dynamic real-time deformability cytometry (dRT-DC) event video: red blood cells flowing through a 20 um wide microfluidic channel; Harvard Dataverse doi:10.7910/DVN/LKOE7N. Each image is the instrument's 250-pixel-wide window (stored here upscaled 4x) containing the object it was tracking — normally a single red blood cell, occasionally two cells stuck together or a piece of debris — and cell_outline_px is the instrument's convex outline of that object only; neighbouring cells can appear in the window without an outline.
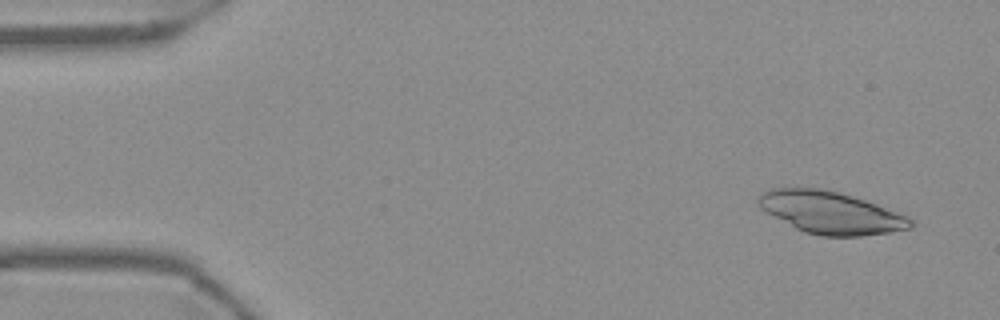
{"species": "Egyptian fruit bat (a non-hibernating species)", "species_latin": "Rousettus aegyptiacus", "temperature_condition": "warm", "stored_images_in_passage": 53, "camera_frame_rate_fps": 3000, "um_per_image_px": 0.085, "frame": {"image": 1, "passage_image": 3, "time_ms": 0.667, "image_size_px": [1000, 320], "cell_outline_px": [[916, 224], [912, 228], [892, 232], [860, 236], [820, 236], [804, 232], [796, 228], [760, 208], [756, 204], [756, 200], [760, 192], [768, 188], [820, 188], [852, 196], [876, 204], [908, 216]], "centroid_in_image_um": [70.6, 18.07], "position_along_channel_um": 14.4, "area_um2": 37.45}}